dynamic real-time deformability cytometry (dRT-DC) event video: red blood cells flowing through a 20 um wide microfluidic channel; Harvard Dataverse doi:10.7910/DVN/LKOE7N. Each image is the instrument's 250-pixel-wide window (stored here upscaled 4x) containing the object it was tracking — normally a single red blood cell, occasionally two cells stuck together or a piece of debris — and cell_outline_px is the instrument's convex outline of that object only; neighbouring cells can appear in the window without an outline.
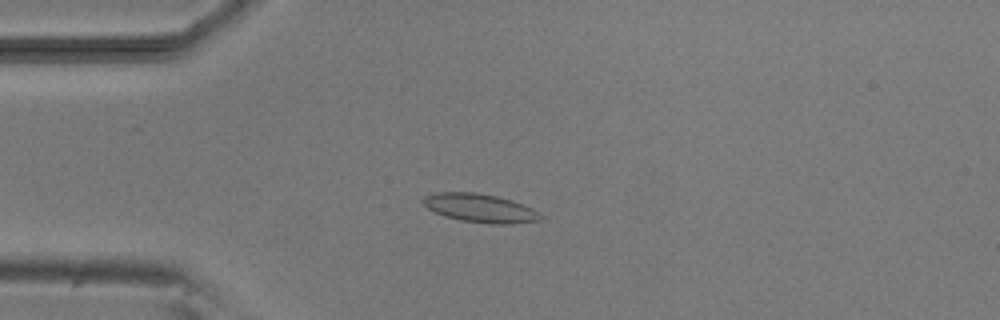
{"species": "common noctule bat (a hibernating species)", "species_latin": "Nyctalus noctula", "temperature_condition": "room temperature", "stored_images_in_passage": 53, "camera_frame_rate_fps": 3000, "um_per_image_px": 0.085, "animal": {"sex": "male", "body_mass_g": 20.5, "forearm_length_mm": 52.5}, "frame": {"image": 1, "passage_image": 13, "time_ms": 4.0, "image_size_px": [1000, 320], "cell_outline_px": [[544, 216], [540, 220], [512, 224], [488, 224], [460, 220], [444, 216], [428, 208], [420, 200], [424, 196], [436, 192], [476, 192], [496, 196], [512, 200], [532, 208]], "centroid_in_image_um": [40.8, 17.69], "position_along_channel_um": 44.2, "area_um2": 19.65}}
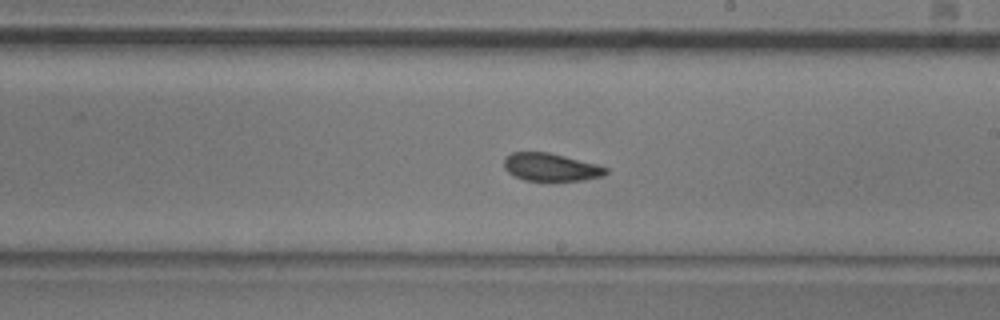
{"frame": {"image": 2, "passage_image": 30, "time_ms": 9.667, "image_size_px": [1000, 320], "cell_outline_px": [[608, 172], [604, 176], [584, 180], [552, 184], [524, 180], [508, 172], [504, 168], [504, 156], [512, 152], [548, 152], [596, 164], [608, 168]], "centroid_in_image_um": [46.82, 14.26], "position_along_channel_um": 242.2, "area_um2": 17.28}}
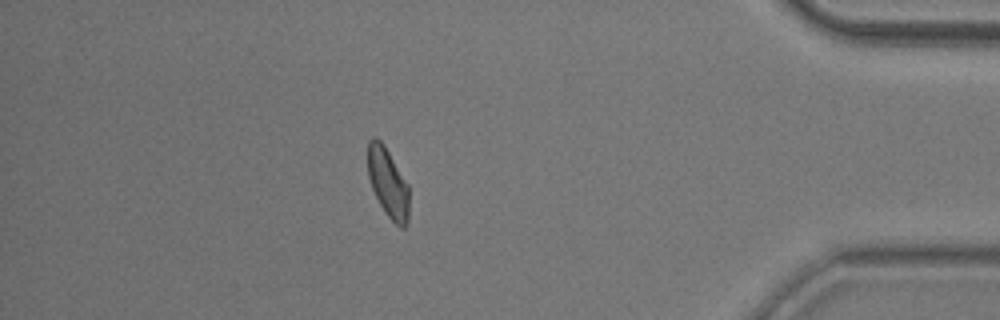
{"frame": {"image": 3, "passage_image": 46, "time_ms": 15.0, "image_size_px": [1000, 320], "cell_outline_px": [[408, 224], [404, 228], [400, 228], [384, 212], [372, 188], [368, 176], [368, 140], [372, 136], [376, 136], [384, 144], [408, 184]], "centroid_in_image_um": [32.97, 15.52], "position_along_channel_um": 402.2, "area_um2": 16.7}, "authors_computed_cell_mechanics": {"area_um2": 17.5134, "velocity_mm_per_s": 3.7972, "shape_relaxation_time_tau1_ms": 3.8615, "shape_relaxation_time_tau2_ms": 1.7147, "deformation_change_tau1": 0.1029, "deformation_change_tau2": 0.07}}